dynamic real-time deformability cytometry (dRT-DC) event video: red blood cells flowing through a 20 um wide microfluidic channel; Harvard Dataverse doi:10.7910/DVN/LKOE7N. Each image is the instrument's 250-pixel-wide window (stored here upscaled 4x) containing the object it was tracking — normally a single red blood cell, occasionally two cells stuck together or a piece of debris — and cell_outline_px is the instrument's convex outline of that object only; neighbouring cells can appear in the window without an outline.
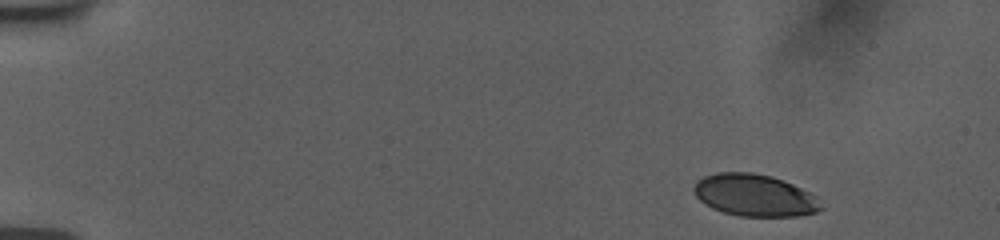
{"species": "human", "species_latin": "Homo sapiens", "temperature_condition": "room temperature", "stored_images_in_passage": 7, "camera_frame_rate_fps": 3000, "um_per_image_px": 0.085, "donor": {"sex": "female"}, "frame": {"image": 1, "passage_image": 1, "time_ms": 0.0, "image_size_px": [1000, 240], "cell_outline_px": [[824, 208], [816, 212], [800, 216], [740, 216], [724, 212], [712, 208], [704, 204], [696, 196], [692, 188], [696, 180], [704, 176], [716, 172], [748, 172], [772, 176], [784, 180], [816, 196]], "centroid_in_image_um": [64.12, 16.59], "position_along_channel_um": 20.9, "area_um2": 31.27}}
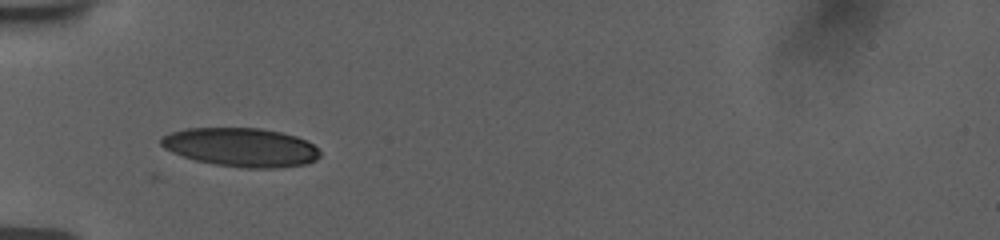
{"frame": {"image": 2, "passage_image": 6, "time_ms": 4.333, "image_size_px": [1000, 240], "cell_outline_px": [[320, 156], [316, 160], [308, 164], [272, 168], [244, 168], [212, 164], [196, 160], [172, 152], [164, 148], [160, 144], [160, 136], [172, 132], [188, 128], [260, 128], [280, 132], [296, 136], [312, 144], [320, 152]], "centroid_in_image_um": [20.48, 12.52], "position_along_channel_um": 64.5, "area_um2": 35.89}}
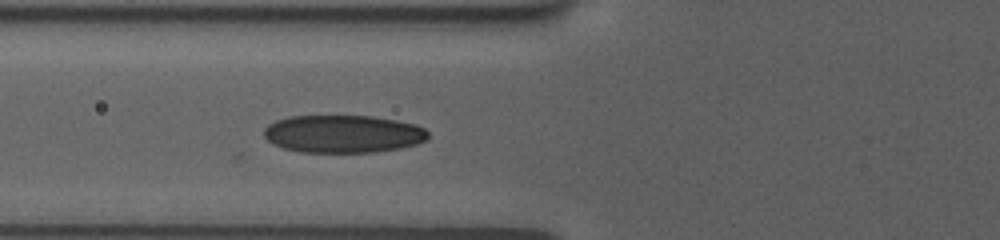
{"frame": {"image": 3, "passage_image": 7, "time_ms": 5.333, "image_size_px": [1000, 240], "cell_outline_px": [[428, 140], [416, 144], [400, 148], [376, 152], [300, 152], [284, 148], [272, 144], [264, 136], [264, 128], [268, 124], [276, 120], [288, 116], [372, 116], [396, 120], [416, 124], [424, 128], [428, 132]], "centroid_in_image_um": [29.16, 11.38], "position_along_channel_um": 96.6, "area_um2": 36.3}}